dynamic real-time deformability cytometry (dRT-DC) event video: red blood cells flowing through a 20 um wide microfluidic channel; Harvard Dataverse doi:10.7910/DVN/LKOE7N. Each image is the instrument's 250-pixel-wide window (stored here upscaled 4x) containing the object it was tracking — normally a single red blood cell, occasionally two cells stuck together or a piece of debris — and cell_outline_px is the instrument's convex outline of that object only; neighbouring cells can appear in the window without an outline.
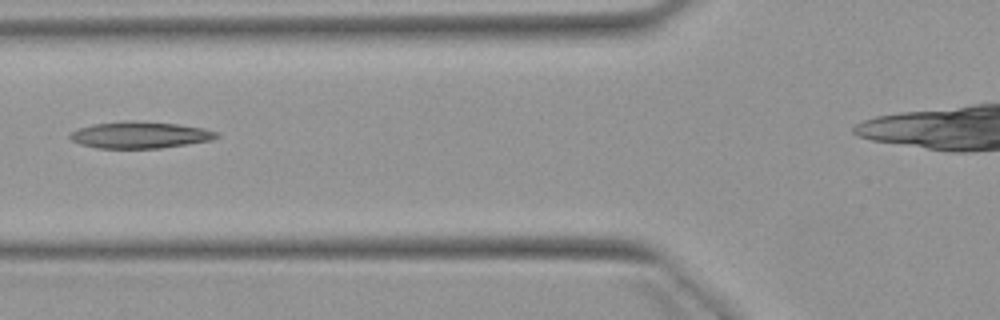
{"species": "Egyptian fruit bat (a non-hibernating species)", "species_latin": "Rousettus aegyptiacus", "temperature_condition": "warm", "stored_images_in_passage": 3, "camera_frame_rate_fps": 3000, "um_per_image_px": 0.085, "animal": {"sex": "female"}, "frame": {"image": 1, "passage_image": 3, "time_ms": 2.333, "image_size_px": [1000, 320], "cell_outline_px": [[220, 136], [212, 140], [188, 144], [160, 148], [96, 148], [80, 144], [72, 140], [68, 136], [68, 132], [92, 124], [124, 120], [132, 120], [180, 124], [204, 128], [220, 132]], "centroid_in_image_um": [11.91, 11.46], "position_along_channel_um": 113.9, "area_um2": 23.12}}